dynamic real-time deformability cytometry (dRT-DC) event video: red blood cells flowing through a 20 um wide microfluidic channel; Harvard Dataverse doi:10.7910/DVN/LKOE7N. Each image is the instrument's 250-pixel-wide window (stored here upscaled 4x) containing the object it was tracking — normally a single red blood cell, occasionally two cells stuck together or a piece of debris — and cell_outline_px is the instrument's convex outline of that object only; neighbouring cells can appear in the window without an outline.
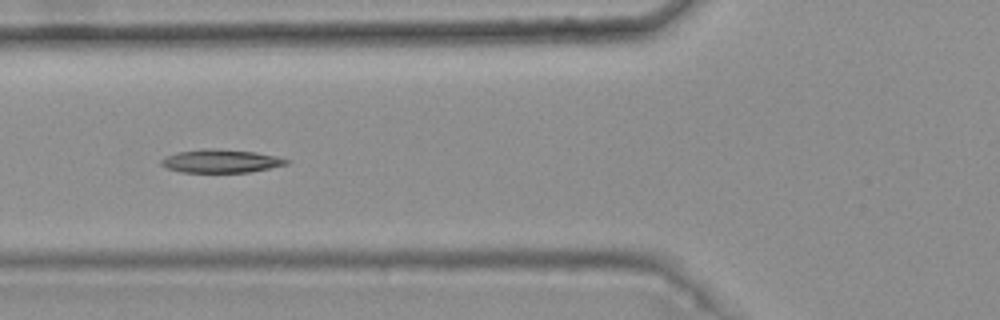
{"species": "common noctule bat (a hibernating species)", "species_latin": "Nyctalus noctula", "temperature_condition": "warm", "stored_images_in_passage": 7, "camera_frame_rate_fps": 3000, "um_per_image_px": 0.085, "animal": {"sex": "female", "body_mass_g": 25.1}, "frame": {"image": 1, "passage_image": 4, "time_ms": 1.0, "image_size_px": [1000, 320], "cell_outline_px": [[292, 160], [288, 164], [248, 172], [180, 172], [168, 168], [160, 164], [160, 160], [176, 152], [208, 148], [256, 152], [276, 156]], "centroid_in_image_um": [18.79, 13.69], "position_along_channel_um": 107.0, "area_um2": 16.82}}
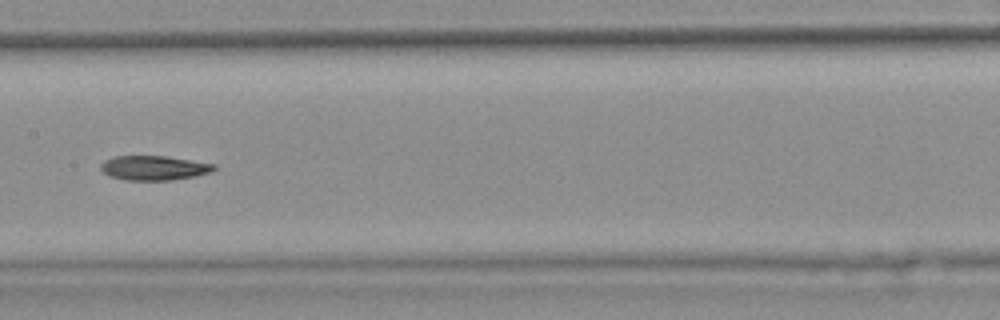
{"frame": {"image": 2, "passage_image": 6, "time_ms": 1.667, "image_size_px": [1000, 320], "cell_outline_px": [[216, 168], [212, 172], [196, 176], [172, 180], [124, 180], [112, 176], [104, 172], [100, 168], [100, 164], [104, 160], [112, 156], [164, 156], [216, 164]], "centroid_in_image_um": [13.1, 14.27], "position_along_channel_um": 194.3, "area_um2": 16.18}}
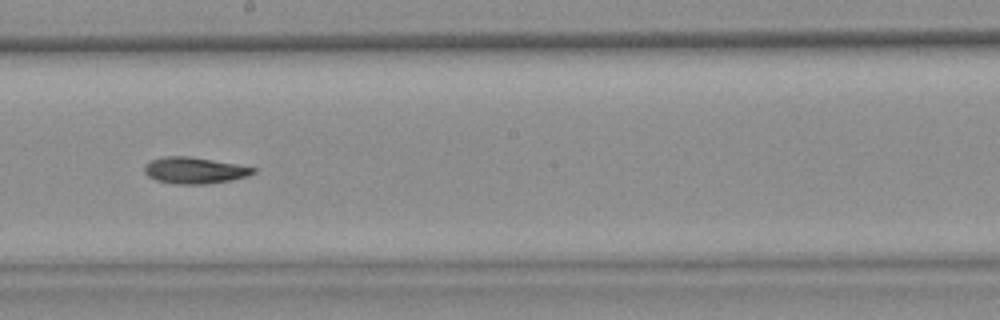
{"frame": {"image": 3, "passage_image": 7, "time_ms": 2.0, "image_size_px": [1000, 320], "cell_outline_px": [[256, 172], [248, 176], [232, 180], [204, 184], [176, 184], [156, 180], [148, 176], [144, 172], [144, 164], [152, 160], [164, 156], [188, 156], [236, 164], [256, 168]], "centroid_in_image_um": [16.52, 14.48], "position_along_channel_um": 231.7, "area_um2": 16.7}}